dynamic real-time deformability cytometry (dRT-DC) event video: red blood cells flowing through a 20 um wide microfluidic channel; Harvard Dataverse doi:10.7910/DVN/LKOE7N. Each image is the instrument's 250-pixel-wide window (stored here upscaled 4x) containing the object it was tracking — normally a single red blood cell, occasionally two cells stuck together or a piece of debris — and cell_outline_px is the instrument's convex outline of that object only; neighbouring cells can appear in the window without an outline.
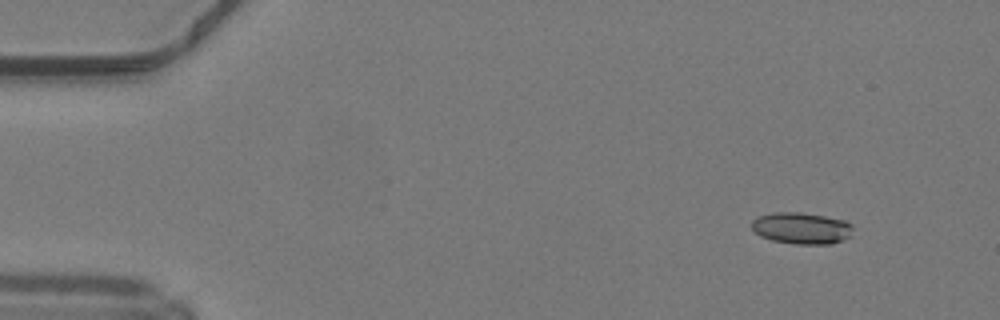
{"species": "common noctule bat (a hibernating species)", "species_latin": "Nyctalus noctula", "temperature_condition": "warm", "stored_images_in_passage": 27, "camera_frame_rate_fps": 3000, "um_per_image_px": 0.085, "animal": {"sex": "male", "body_mass_g": 19.2, "forearm_length_mm": 51.8}, "frame": {"image": 1, "passage_image": 1, "time_ms": 0.0, "image_size_px": [1000, 320], "cell_outline_px": [[852, 236], [844, 240], [832, 244], [796, 244], [772, 240], [760, 236], [752, 228], [752, 220], [756, 216], [772, 212], [800, 212], [824, 216], [844, 220], [852, 224]], "centroid_in_image_um": [68.14, 19.39], "position_along_channel_um": 16.9, "area_um2": 18.84}}
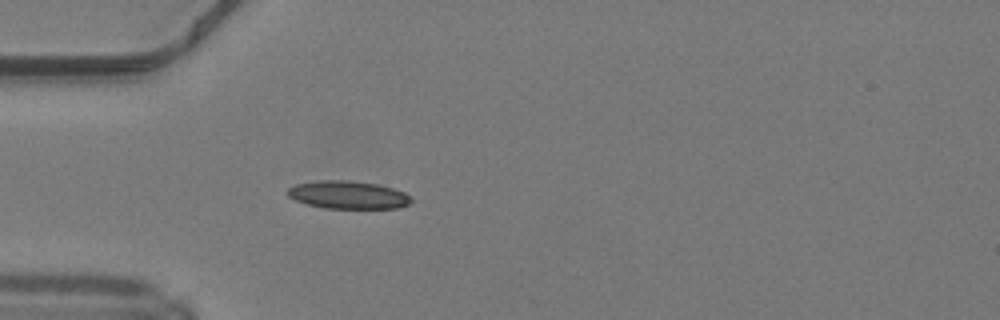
{"frame": {"image": 2, "passage_image": 11, "time_ms": 3.333, "image_size_px": [1000, 320], "cell_outline_px": [[412, 200], [408, 204], [400, 208], [324, 208], [308, 204], [296, 200], [288, 196], [288, 188], [296, 184], [320, 180], [348, 180], [376, 184], [392, 188], [404, 192]], "centroid_in_image_um": [29.58, 16.56], "position_along_channel_um": 55.4, "area_um2": 19.88}}
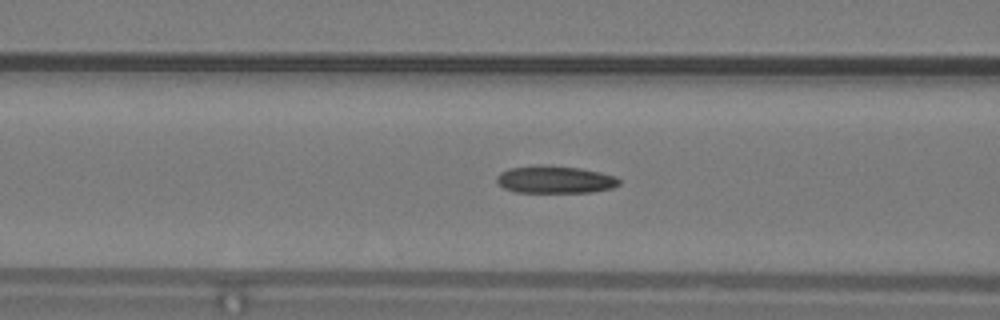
{"frame": {"image": 3, "passage_image": 16, "time_ms": 5.0, "image_size_px": [1000, 320], "cell_outline_px": [[620, 184], [612, 188], [592, 192], [516, 192], [504, 188], [496, 180], [496, 176], [500, 172], [508, 168], [540, 164], [544, 164], [580, 168], [600, 172], [616, 176], [620, 180]], "centroid_in_image_um": [47.17, 15.25], "position_along_channel_um": 119.4, "area_um2": 19.77}}